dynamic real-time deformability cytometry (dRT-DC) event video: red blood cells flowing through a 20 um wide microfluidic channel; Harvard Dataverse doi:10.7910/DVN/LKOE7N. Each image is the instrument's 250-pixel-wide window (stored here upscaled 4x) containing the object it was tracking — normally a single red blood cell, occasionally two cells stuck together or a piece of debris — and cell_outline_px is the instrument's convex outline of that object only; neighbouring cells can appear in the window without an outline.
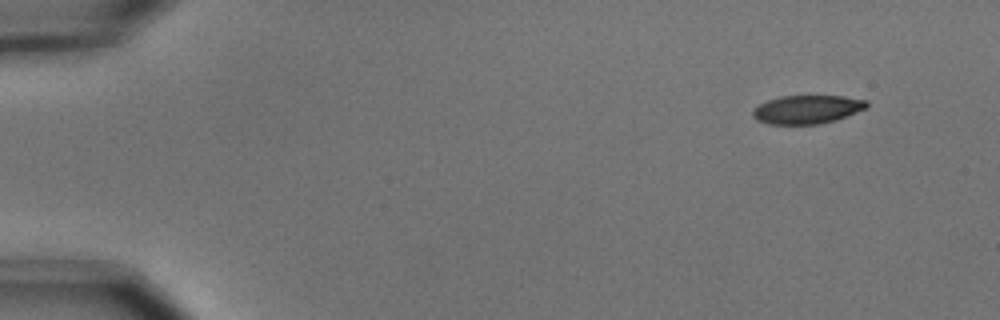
{"species": "common noctule bat (a hibernating species)", "species_latin": "Nyctalus noctula", "temperature_condition": "cold", "stored_images_in_passage": 9, "camera_frame_rate_fps": 3000, "um_per_image_px": 0.085, "animal": {"sex": "male", "body_mass_g": 15.6}, "frame": {"image": 1, "passage_image": 1, "time_ms": 0.0, "image_size_px": [1000, 320], "cell_outline_px": [[868, 108], [836, 120], [820, 124], [768, 124], [756, 120], [752, 116], [752, 108], [768, 100], [780, 96], [844, 96], [868, 100]], "centroid_in_image_um": [68.61, 9.3], "position_along_channel_um": 16.4, "area_um2": 19.13}}
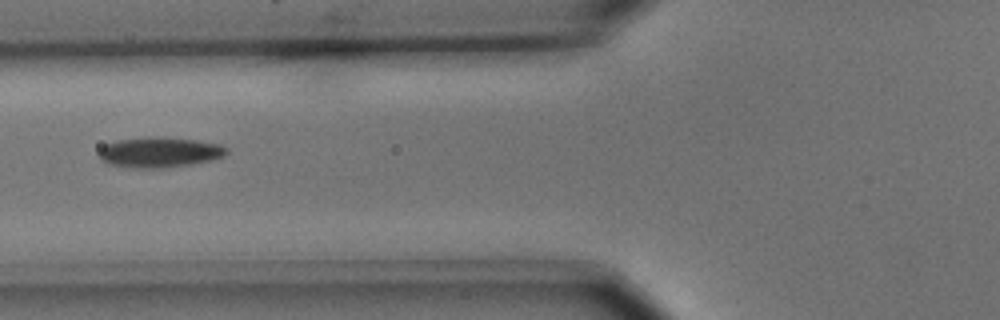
{"frame": {"image": 2, "passage_image": 5, "time_ms": 1.333, "image_size_px": [1000, 320], "cell_outline_px": [[228, 152], [224, 156], [212, 160], [192, 164], [164, 168], [136, 168], [112, 164], [100, 160], [100, 148], [104, 144], [116, 140], [148, 136], [156, 136], [196, 140], [220, 144], [228, 148]], "centroid_in_image_um": [13.58, 12.93], "position_along_channel_um": 112.2, "area_um2": 22.72}}
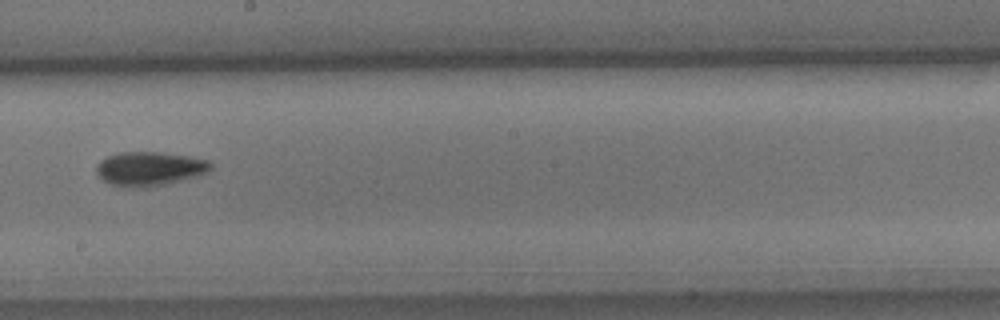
{"frame": {"image": 3, "passage_image": 8, "time_ms": 2.333, "image_size_px": [1000, 320], "cell_outline_px": [[212, 168], [208, 172], [196, 176], [148, 188], [124, 188], [108, 184], [96, 172], [96, 164], [100, 160], [108, 156], [120, 152], [160, 152], [188, 156], [208, 160], [212, 164]], "centroid_in_image_um": [12.68, 14.35], "position_along_channel_um": 235.5, "area_um2": 22.89}}